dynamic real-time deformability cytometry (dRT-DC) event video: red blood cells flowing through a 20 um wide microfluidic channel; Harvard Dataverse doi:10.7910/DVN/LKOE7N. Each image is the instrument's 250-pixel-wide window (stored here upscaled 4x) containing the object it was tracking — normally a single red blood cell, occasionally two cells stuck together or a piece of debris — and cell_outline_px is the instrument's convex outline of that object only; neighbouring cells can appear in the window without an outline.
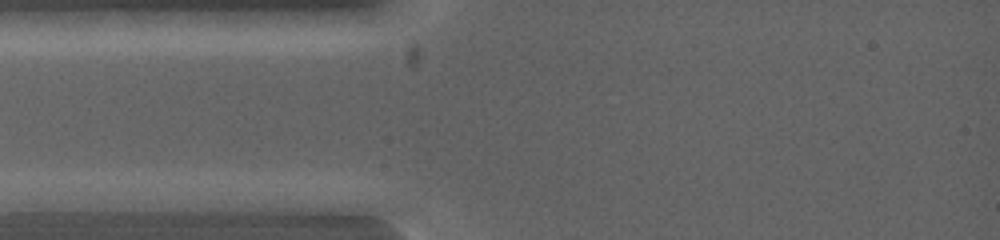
{"species": "common noctule bat (a hibernating species)", "species_latin": "Nyctalus noctula", "temperature_condition": "warm", "stored_images_in_passage": 3, "camera_frame_rate_fps": 5000, "um_per_image_px": 0.085, "animal": {"sex": "female", "body_mass_g": 19.0, "forearm_length_mm": 53.3}, "frame": {"image": 1, "passage_image": 1, "time_ms": 0.0, "image_size_px": [1000, 240], "cell_outline_px": [[124, 200], [108, 208], [60, 212], [28, 212], [16, 200], [64, 192], [104, 192]], "centroid_in_image_um": [5.89, 17.17], "position_along_channel_um": 79.1, "area_um2": 11.5}}